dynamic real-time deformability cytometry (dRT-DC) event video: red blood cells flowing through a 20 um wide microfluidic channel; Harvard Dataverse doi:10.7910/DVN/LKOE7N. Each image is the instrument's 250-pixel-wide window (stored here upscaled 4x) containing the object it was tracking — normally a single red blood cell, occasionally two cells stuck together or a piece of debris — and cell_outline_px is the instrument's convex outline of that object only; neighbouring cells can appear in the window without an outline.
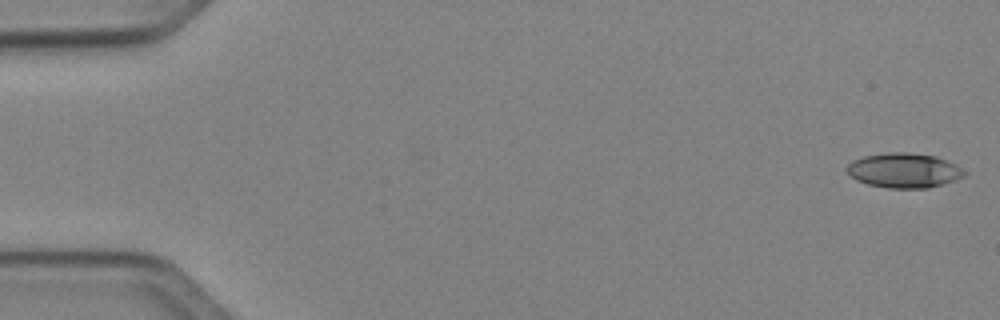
{"species": "Egyptian fruit bat (a non-hibernating species)", "species_latin": "Rousettus aegyptiacus", "temperature_condition": "cold", "stored_images_in_passage": 5, "camera_frame_rate_fps": 3000, "um_per_image_px": 0.085, "animal": {"sex": "female"}, "frame": {"image": 1, "passage_image": 1, "time_ms": 0.0, "image_size_px": [1000, 320], "cell_outline_px": [[968, 172], [964, 176], [956, 180], [928, 188], [888, 188], [868, 184], [856, 180], [848, 176], [844, 168], [852, 160], [864, 156], [888, 152], [908, 152], [936, 156], [956, 164]], "centroid_in_image_um": [76.82, 14.48], "position_along_channel_um": 8.2, "area_um2": 24.1}}
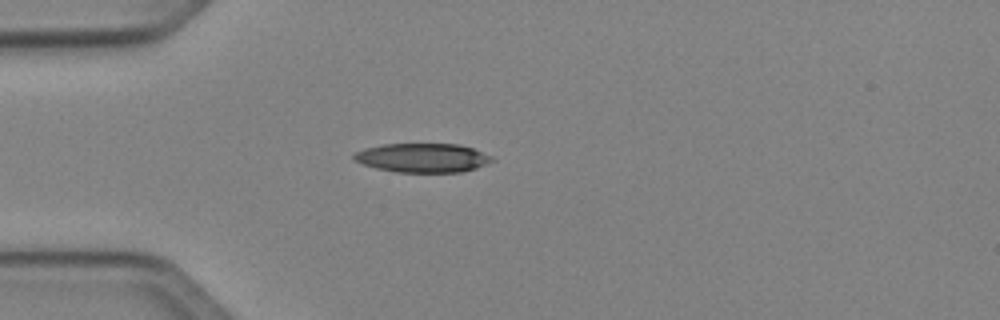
{"frame": {"image": 2, "passage_image": 4, "time_ms": 4.333, "image_size_px": [1000, 320], "cell_outline_px": [[496, 160], [476, 168], [460, 172], [396, 172], [376, 168], [352, 160], [352, 152], [364, 148], [384, 144], [460, 144], [472, 148], [492, 156]], "centroid_in_image_um": [35.89, 13.41], "position_along_channel_um": 49.1, "area_um2": 23.52}}